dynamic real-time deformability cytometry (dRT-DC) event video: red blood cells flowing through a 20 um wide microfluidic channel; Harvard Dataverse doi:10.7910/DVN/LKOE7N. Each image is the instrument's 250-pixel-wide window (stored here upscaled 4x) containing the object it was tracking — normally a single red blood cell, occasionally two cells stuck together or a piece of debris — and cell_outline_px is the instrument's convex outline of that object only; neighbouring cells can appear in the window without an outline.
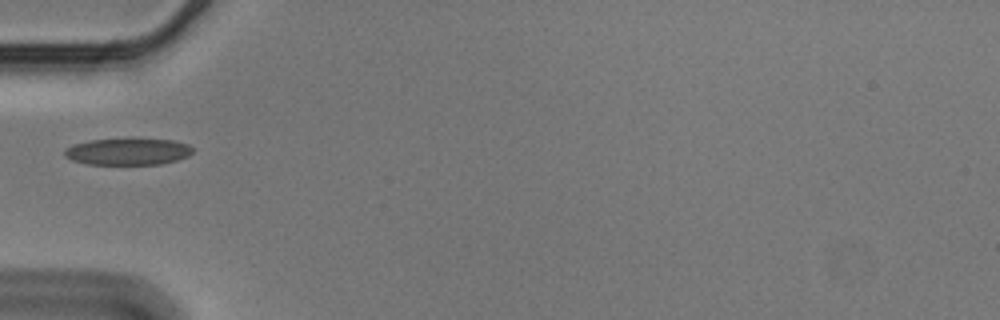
{"species": "Egyptian fruit bat (a non-hibernating species)", "species_latin": "Rousettus aegyptiacus", "temperature_condition": "cold", "stored_images_in_passage": 38, "camera_frame_rate_fps": 3000, "um_per_image_px": 0.085, "animal": {"sex": "male"}, "frame": {"image": 1, "passage_image": 1, "time_ms": 0.0, "image_size_px": [1000, 320], "cell_outline_px": [[192, 152], [188, 156], [176, 160], [160, 164], [88, 164], [72, 160], [64, 156], [64, 148], [72, 144], [92, 140], [172, 140], [188, 144], [192, 148]], "centroid_in_image_um": [10.83, 12.9], "position_along_channel_um": 74.2, "area_um2": 19.54}}
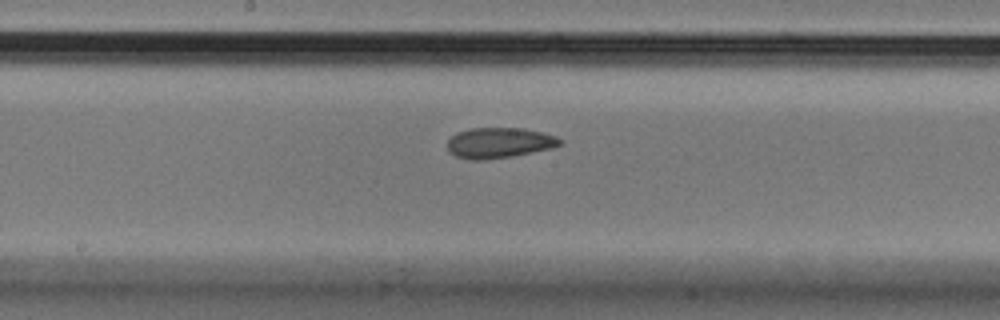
{"frame": {"image": 2, "passage_image": 12, "time_ms": 3.667, "image_size_px": [1000, 320], "cell_outline_px": [[564, 144], [552, 148], [512, 156], [484, 160], [472, 160], [456, 156], [448, 152], [448, 140], [452, 136], [460, 132], [472, 128], [524, 128], [544, 132], [556, 136], [564, 140]], "centroid_in_image_um": [42.49, 12.14], "position_along_channel_um": 205.7, "area_um2": 20.11}}
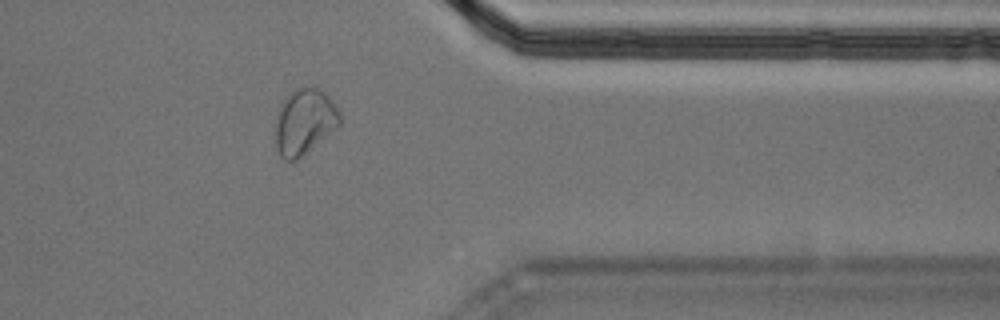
{"frame": {"image": 3, "passage_image": 28, "time_ms": 9.0, "image_size_px": [1000, 320], "cell_outline_px": [[340, 124], [336, 128], [296, 160], [284, 160], [280, 156], [276, 148], [276, 120], [280, 104], [288, 92], [304, 84], [320, 88], [336, 104], [340, 112]], "centroid_in_image_um": [25.87, 10.28], "position_along_channel_um": 385.5, "area_um2": 24.85}}